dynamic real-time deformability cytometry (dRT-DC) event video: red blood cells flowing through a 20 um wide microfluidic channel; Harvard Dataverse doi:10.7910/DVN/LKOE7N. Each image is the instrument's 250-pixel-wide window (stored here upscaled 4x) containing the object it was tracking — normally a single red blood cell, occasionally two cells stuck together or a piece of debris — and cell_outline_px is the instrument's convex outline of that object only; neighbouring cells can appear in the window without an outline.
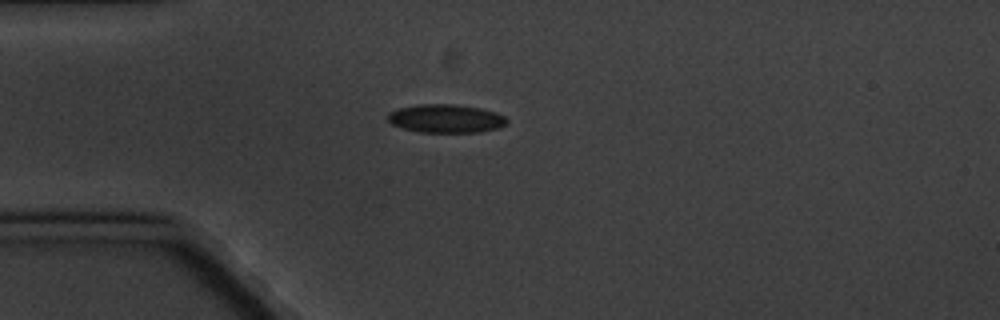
{"species": "common noctule bat (a hibernating species)", "species_latin": "Nyctalus noctula", "temperature_condition": "cold", "stored_images_in_passage": 6, "camera_frame_rate_fps": 3000, "um_per_image_px": 0.085, "animal": {"sex": "male", "body_mass_g": 20.1, "forearm_length_mm": 53.5}, "frame": {"image": 1, "passage_image": 1, "time_ms": 0.0, "image_size_px": [1000, 320], "cell_outline_px": [[508, 124], [496, 128], [480, 132], [420, 132], [404, 128], [392, 124], [388, 120], [388, 112], [396, 108], [420, 104], [456, 104], [480, 108], [496, 112], [504, 116], [508, 120]], "centroid_in_image_um": [37.9, 10.07], "position_along_channel_um": 47.1, "area_um2": 19.77}}